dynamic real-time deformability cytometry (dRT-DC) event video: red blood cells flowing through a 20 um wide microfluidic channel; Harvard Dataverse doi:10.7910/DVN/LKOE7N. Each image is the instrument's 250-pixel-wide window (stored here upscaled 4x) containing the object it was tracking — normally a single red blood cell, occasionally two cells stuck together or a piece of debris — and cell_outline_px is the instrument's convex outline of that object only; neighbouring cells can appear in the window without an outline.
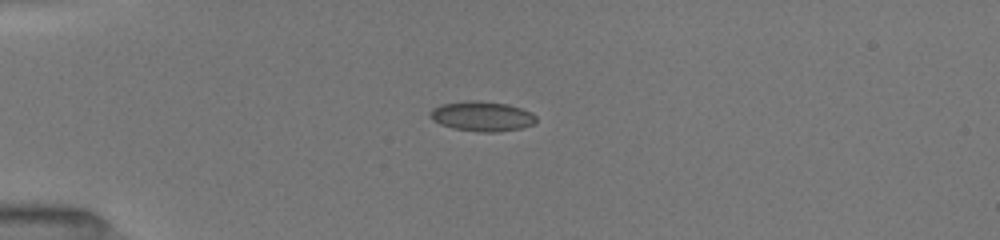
{"species": "common noctule bat (a hibernating species)", "species_latin": "Nyctalus noctula", "temperature_condition": "room temperature", "stored_images_in_passage": 38, "camera_frame_rate_fps": 3000, "um_per_image_px": 0.085, "animal": {"sex": "female", "body_mass_g": 19.5, "forearm_length_mm": 54.1}, "frame": {"image": 1, "passage_image": 1, "time_ms": 0.0, "image_size_px": [1000, 240], "cell_outline_px": [[536, 124], [520, 128], [500, 132], [480, 132], [452, 128], [440, 124], [432, 120], [428, 116], [428, 112], [432, 108], [440, 104], [468, 100], [476, 100], [508, 104], [532, 112], [536, 116]], "centroid_in_image_um": [40.94, 9.88], "position_along_channel_um": 44.1, "area_um2": 18.79}}
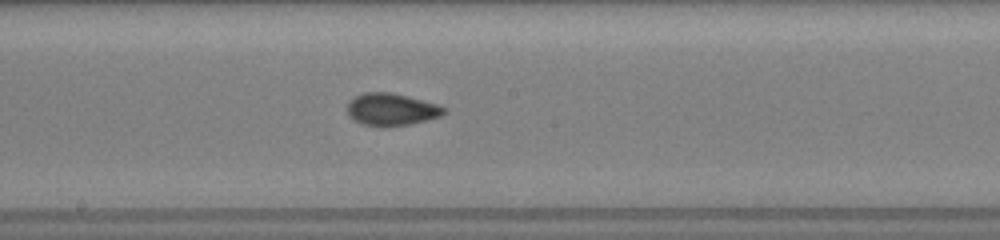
{"frame": {"image": 2, "passage_image": 16, "time_ms": 5.0, "image_size_px": [1000, 240], "cell_outline_px": [[448, 108], [440, 116], [408, 124], [384, 128], [360, 124], [348, 116], [348, 100], [364, 92], [392, 92], [436, 104]], "centroid_in_image_um": [33.21, 9.31], "position_along_channel_um": 215.0, "area_um2": 18.26}}
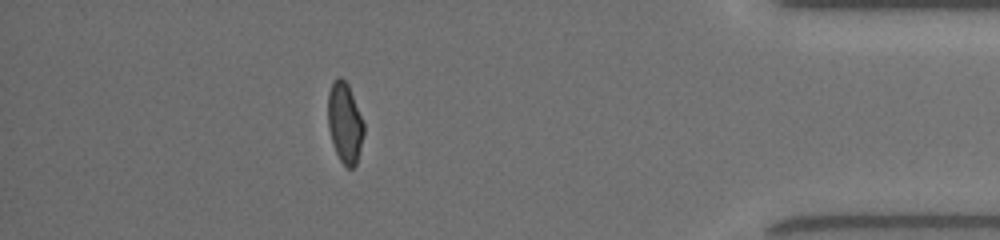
{"frame": {"image": 3, "passage_image": 33, "time_ms": 10.667, "image_size_px": [1000, 240], "cell_outline_px": [[364, 132], [356, 164], [352, 168], [348, 168], [340, 160], [336, 152], [328, 128], [328, 92], [332, 80], [336, 76], [340, 76], [348, 84], [364, 124]], "centroid_in_image_um": [29.29, 10.39], "position_along_channel_um": 405.9, "area_um2": 16.7}, "authors_computed_cell_mechanics": {"area_um2": 17.4267, "velocity_mm_per_s": 4.0569, "shape_relaxation_time_tau1_ms": 6.36, "shape_relaxation_time_tau2_ms": 0.9759, "deformation_change_tau1": 0.1484, "deformation_change_tau2": 0.0616}}